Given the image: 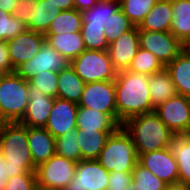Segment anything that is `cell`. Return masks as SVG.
Segmentation results:
<instances>
[{
  "instance_id": "obj_25",
  "label": "cell",
  "mask_w": 190,
  "mask_h": 190,
  "mask_svg": "<svg viewBox=\"0 0 190 190\" xmlns=\"http://www.w3.org/2000/svg\"><path fill=\"white\" fill-rule=\"evenodd\" d=\"M85 84L69 65L58 72V98L79 104Z\"/></svg>"
},
{
  "instance_id": "obj_13",
  "label": "cell",
  "mask_w": 190,
  "mask_h": 190,
  "mask_svg": "<svg viewBox=\"0 0 190 190\" xmlns=\"http://www.w3.org/2000/svg\"><path fill=\"white\" fill-rule=\"evenodd\" d=\"M138 163L167 185L179 184L178 165L169 147L139 155Z\"/></svg>"
},
{
  "instance_id": "obj_29",
  "label": "cell",
  "mask_w": 190,
  "mask_h": 190,
  "mask_svg": "<svg viewBox=\"0 0 190 190\" xmlns=\"http://www.w3.org/2000/svg\"><path fill=\"white\" fill-rule=\"evenodd\" d=\"M61 10L47 0H38L34 6L33 20L27 25V30L46 34L53 19L59 15Z\"/></svg>"
},
{
  "instance_id": "obj_39",
  "label": "cell",
  "mask_w": 190,
  "mask_h": 190,
  "mask_svg": "<svg viewBox=\"0 0 190 190\" xmlns=\"http://www.w3.org/2000/svg\"><path fill=\"white\" fill-rule=\"evenodd\" d=\"M37 186L36 173H24L8 178L4 190H35Z\"/></svg>"
},
{
  "instance_id": "obj_10",
  "label": "cell",
  "mask_w": 190,
  "mask_h": 190,
  "mask_svg": "<svg viewBox=\"0 0 190 190\" xmlns=\"http://www.w3.org/2000/svg\"><path fill=\"white\" fill-rule=\"evenodd\" d=\"M69 65L70 61L45 41L38 54L28 62L18 66L15 72L24 80L29 81L38 73L45 71L60 72Z\"/></svg>"
},
{
  "instance_id": "obj_22",
  "label": "cell",
  "mask_w": 190,
  "mask_h": 190,
  "mask_svg": "<svg viewBox=\"0 0 190 190\" xmlns=\"http://www.w3.org/2000/svg\"><path fill=\"white\" fill-rule=\"evenodd\" d=\"M179 95L190 98V52L182 51L165 66Z\"/></svg>"
},
{
  "instance_id": "obj_12",
  "label": "cell",
  "mask_w": 190,
  "mask_h": 190,
  "mask_svg": "<svg viewBox=\"0 0 190 190\" xmlns=\"http://www.w3.org/2000/svg\"><path fill=\"white\" fill-rule=\"evenodd\" d=\"M109 172L97 159L80 160L73 180L65 190H107Z\"/></svg>"
},
{
  "instance_id": "obj_34",
  "label": "cell",
  "mask_w": 190,
  "mask_h": 190,
  "mask_svg": "<svg viewBox=\"0 0 190 190\" xmlns=\"http://www.w3.org/2000/svg\"><path fill=\"white\" fill-rule=\"evenodd\" d=\"M78 142L76 130L67 132L56 138V155L78 163L81 160V151Z\"/></svg>"
},
{
  "instance_id": "obj_4",
  "label": "cell",
  "mask_w": 190,
  "mask_h": 190,
  "mask_svg": "<svg viewBox=\"0 0 190 190\" xmlns=\"http://www.w3.org/2000/svg\"><path fill=\"white\" fill-rule=\"evenodd\" d=\"M97 160L109 173H132L138 162V155L132 138L122 126L108 137Z\"/></svg>"
},
{
  "instance_id": "obj_26",
  "label": "cell",
  "mask_w": 190,
  "mask_h": 190,
  "mask_svg": "<svg viewBox=\"0 0 190 190\" xmlns=\"http://www.w3.org/2000/svg\"><path fill=\"white\" fill-rule=\"evenodd\" d=\"M46 42L69 61L86 50L81 33L45 35Z\"/></svg>"
},
{
  "instance_id": "obj_43",
  "label": "cell",
  "mask_w": 190,
  "mask_h": 190,
  "mask_svg": "<svg viewBox=\"0 0 190 190\" xmlns=\"http://www.w3.org/2000/svg\"><path fill=\"white\" fill-rule=\"evenodd\" d=\"M99 0H74V9L83 12L95 6Z\"/></svg>"
},
{
  "instance_id": "obj_53",
  "label": "cell",
  "mask_w": 190,
  "mask_h": 190,
  "mask_svg": "<svg viewBox=\"0 0 190 190\" xmlns=\"http://www.w3.org/2000/svg\"><path fill=\"white\" fill-rule=\"evenodd\" d=\"M188 136H190V127L188 129V132L186 133Z\"/></svg>"
},
{
  "instance_id": "obj_8",
  "label": "cell",
  "mask_w": 190,
  "mask_h": 190,
  "mask_svg": "<svg viewBox=\"0 0 190 190\" xmlns=\"http://www.w3.org/2000/svg\"><path fill=\"white\" fill-rule=\"evenodd\" d=\"M78 106L108 114L117 122L115 81L86 83Z\"/></svg>"
},
{
  "instance_id": "obj_23",
  "label": "cell",
  "mask_w": 190,
  "mask_h": 190,
  "mask_svg": "<svg viewBox=\"0 0 190 190\" xmlns=\"http://www.w3.org/2000/svg\"><path fill=\"white\" fill-rule=\"evenodd\" d=\"M77 129L116 131L120 125L108 114L79 106L76 117Z\"/></svg>"
},
{
  "instance_id": "obj_36",
  "label": "cell",
  "mask_w": 190,
  "mask_h": 190,
  "mask_svg": "<svg viewBox=\"0 0 190 190\" xmlns=\"http://www.w3.org/2000/svg\"><path fill=\"white\" fill-rule=\"evenodd\" d=\"M81 35L86 50H108L103 26L82 25Z\"/></svg>"
},
{
  "instance_id": "obj_31",
  "label": "cell",
  "mask_w": 190,
  "mask_h": 190,
  "mask_svg": "<svg viewBox=\"0 0 190 190\" xmlns=\"http://www.w3.org/2000/svg\"><path fill=\"white\" fill-rule=\"evenodd\" d=\"M158 0H119L120 9L124 15L138 26L152 10Z\"/></svg>"
},
{
  "instance_id": "obj_15",
  "label": "cell",
  "mask_w": 190,
  "mask_h": 190,
  "mask_svg": "<svg viewBox=\"0 0 190 190\" xmlns=\"http://www.w3.org/2000/svg\"><path fill=\"white\" fill-rule=\"evenodd\" d=\"M140 47L137 26L126 31L108 46V52L114 69L119 72L128 70Z\"/></svg>"
},
{
  "instance_id": "obj_35",
  "label": "cell",
  "mask_w": 190,
  "mask_h": 190,
  "mask_svg": "<svg viewBox=\"0 0 190 190\" xmlns=\"http://www.w3.org/2000/svg\"><path fill=\"white\" fill-rule=\"evenodd\" d=\"M134 27L133 23L124 15L121 9L115 12L104 27L108 44L118 39L120 35Z\"/></svg>"
},
{
  "instance_id": "obj_27",
  "label": "cell",
  "mask_w": 190,
  "mask_h": 190,
  "mask_svg": "<svg viewBox=\"0 0 190 190\" xmlns=\"http://www.w3.org/2000/svg\"><path fill=\"white\" fill-rule=\"evenodd\" d=\"M170 32L182 43L190 36V0H172Z\"/></svg>"
},
{
  "instance_id": "obj_45",
  "label": "cell",
  "mask_w": 190,
  "mask_h": 190,
  "mask_svg": "<svg viewBox=\"0 0 190 190\" xmlns=\"http://www.w3.org/2000/svg\"><path fill=\"white\" fill-rule=\"evenodd\" d=\"M7 169L6 166H4V160L2 158V155L0 154V190L5 189L6 181L8 178L6 177Z\"/></svg>"
},
{
  "instance_id": "obj_1",
  "label": "cell",
  "mask_w": 190,
  "mask_h": 190,
  "mask_svg": "<svg viewBox=\"0 0 190 190\" xmlns=\"http://www.w3.org/2000/svg\"><path fill=\"white\" fill-rule=\"evenodd\" d=\"M115 81L117 123L122 124L131 117L153 112L149 76L129 70L117 72Z\"/></svg>"
},
{
  "instance_id": "obj_9",
  "label": "cell",
  "mask_w": 190,
  "mask_h": 190,
  "mask_svg": "<svg viewBox=\"0 0 190 190\" xmlns=\"http://www.w3.org/2000/svg\"><path fill=\"white\" fill-rule=\"evenodd\" d=\"M140 48L151 52L165 67L182 51L183 43L171 32L139 30Z\"/></svg>"
},
{
  "instance_id": "obj_49",
  "label": "cell",
  "mask_w": 190,
  "mask_h": 190,
  "mask_svg": "<svg viewBox=\"0 0 190 190\" xmlns=\"http://www.w3.org/2000/svg\"><path fill=\"white\" fill-rule=\"evenodd\" d=\"M6 122L7 121L0 114V132L2 131V129H3Z\"/></svg>"
},
{
  "instance_id": "obj_11",
  "label": "cell",
  "mask_w": 190,
  "mask_h": 190,
  "mask_svg": "<svg viewBox=\"0 0 190 190\" xmlns=\"http://www.w3.org/2000/svg\"><path fill=\"white\" fill-rule=\"evenodd\" d=\"M160 120L174 133L186 134L190 127V98L175 95L155 108Z\"/></svg>"
},
{
  "instance_id": "obj_5",
  "label": "cell",
  "mask_w": 190,
  "mask_h": 190,
  "mask_svg": "<svg viewBox=\"0 0 190 190\" xmlns=\"http://www.w3.org/2000/svg\"><path fill=\"white\" fill-rule=\"evenodd\" d=\"M29 102V83L16 72L6 73L0 83V114L7 122L20 121Z\"/></svg>"
},
{
  "instance_id": "obj_3",
  "label": "cell",
  "mask_w": 190,
  "mask_h": 190,
  "mask_svg": "<svg viewBox=\"0 0 190 190\" xmlns=\"http://www.w3.org/2000/svg\"><path fill=\"white\" fill-rule=\"evenodd\" d=\"M122 127L132 138L138 156L167 148L175 135L154 111L131 117Z\"/></svg>"
},
{
  "instance_id": "obj_18",
  "label": "cell",
  "mask_w": 190,
  "mask_h": 190,
  "mask_svg": "<svg viewBox=\"0 0 190 190\" xmlns=\"http://www.w3.org/2000/svg\"><path fill=\"white\" fill-rule=\"evenodd\" d=\"M28 146L36 167L56 154V139L45 128L28 127Z\"/></svg>"
},
{
  "instance_id": "obj_52",
  "label": "cell",
  "mask_w": 190,
  "mask_h": 190,
  "mask_svg": "<svg viewBox=\"0 0 190 190\" xmlns=\"http://www.w3.org/2000/svg\"><path fill=\"white\" fill-rule=\"evenodd\" d=\"M35 190H52V189H47V188H43V187L37 186Z\"/></svg>"
},
{
  "instance_id": "obj_37",
  "label": "cell",
  "mask_w": 190,
  "mask_h": 190,
  "mask_svg": "<svg viewBox=\"0 0 190 190\" xmlns=\"http://www.w3.org/2000/svg\"><path fill=\"white\" fill-rule=\"evenodd\" d=\"M26 30L27 26L21 20L0 10V40L8 41Z\"/></svg>"
},
{
  "instance_id": "obj_38",
  "label": "cell",
  "mask_w": 190,
  "mask_h": 190,
  "mask_svg": "<svg viewBox=\"0 0 190 190\" xmlns=\"http://www.w3.org/2000/svg\"><path fill=\"white\" fill-rule=\"evenodd\" d=\"M28 83L44 92L47 96L58 98V72L45 71L38 73Z\"/></svg>"
},
{
  "instance_id": "obj_42",
  "label": "cell",
  "mask_w": 190,
  "mask_h": 190,
  "mask_svg": "<svg viewBox=\"0 0 190 190\" xmlns=\"http://www.w3.org/2000/svg\"><path fill=\"white\" fill-rule=\"evenodd\" d=\"M0 70L6 73L15 72L12 61L10 59L7 41L4 40H0Z\"/></svg>"
},
{
  "instance_id": "obj_41",
  "label": "cell",
  "mask_w": 190,
  "mask_h": 190,
  "mask_svg": "<svg viewBox=\"0 0 190 190\" xmlns=\"http://www.w3.org/2000/svg\"><path fill=\"white\" fill-rule=\"evenodd\" d=\"M132 183V173L113 171L109 173L107 190H126Z\"/></svg>"
},
{
  "instance_id": "obj_14",
  "label": "cell",
  "mask_w": 190,
  "mask_h": 190,
  "mask_svg": "<svg viewBox=\"0 0 190 190\" xmlns=\"http://www.w3.org/2000/svg\"><path fill=\"white\" fill-rule=\"evenodd\" d=\"M78 104L55 98L45 129L56 139L67 132L77 129L76 117Z\"/></svg>"
},
{
  "instance_id": "obj_48",
  "label": "cell",
  "mask_w": 190,
  "mask_h": 190,
  "mask_svg": "<svg viewBox=\"0 0 190 190\" xmlns=\"http://www.w3.org/2000/svg\"><path fill=\"white\" fill-rule=\"evenodd\" d=\"M183 50L190 52V36L183 42Z\"/></svg>"
},
{
  "instance_id": "obj_51",
  "label": "cell",
  "mask_w": 190,
  "mask_h": 190,
  "mask_svg": "<svg viewBox=\"0 0 190 190\" xmlns=\"http://www.w3.org/2000/svg\"><path fill=\"white\" fill-rule=\"evenodd\" d=\"M126 190H136L133 186V184L131 183L130 185H128Z\"/></svg>"
},
{
  "instance_id": "obj_16",
  "label": "cell",
  "mask_w": 190,
  "mask_h": 190,
  "mask_svg": "<svg viewBox=\"0 0 190 190\" xmlns=\"http://www.w3.org/2000/svg\"><path fill=\"white\" fill-rule=\"evenodd\" d=\"M45 41L44 34L30 30L8 40L10 59L14 69L34 58Z\"/></svg>"
},
{
  "instance_id": "obj_7",
  "label": "cell",
  "mask_w": 190,
  "mask_h": 190,
  "mask_svg": "<svg viewBox=\"0 0 190 190\" xmlns=\"http://www.w3.org/2000/svg\"><path fill=\"white\" fill-rule=\"evenodd\" d=\"M76 164L65 157L53 155L36 167L37 185L52 190H65L75 176Z\"/></svg>"
},
{
  "instance_id": "obj_47",
  "label": "cell",
  "mask_w": 190,
  "mask_h": 190,
  "mask_svg": "<svg viewBox=\"0 0 190 190\" xmlns=\"http://www.w3.org/2000/svg\"><path fill=\"white\" fill-rule=\"evenodd\" d=\"M164 190H190V188L185 185L176 184L168 185Z\"/></svg>"
},
{
  "instance_id": "obj_21",
  "label": "cell",
  "mask_w": 190,
  "mask_h": 190,
  "mask_svg": "<svg viewBox=\"0 0 190 190\" xmlns=\"http://www.w3.org/2000/svg\"><path fill=\"white\" fill-rule=\"evenodd\" d=\"M115 131H98L76 129L78 145L81 151V160L98 159L105 147L108 137Z\"/></svg>"
},
{
  "instance_id": "obj_28",
  "label": "cell",
  "mask_w": 190,
  "mask_h": 190,
  "mask_svg": "<svg viewBox=\"0 0 190 190\" xmlns=\"http://www.w3.org/2000/svg\"><path fill=\"white\" fill-rule=\"evenodd\" d=\"M82 25V12L76 9L63 10L53 19L45 35L81 33Z\"/></svg>"
},
{
  "instance_id": "obj_50",
  "label": "cell",
  "mask_w": 190,
  "mask_h": 190,
  "mask_svg": "<svg viewBox=\"0 0 190 190\" xmlns=\"http://www.w3.org/2000/svg\"><path fill=\"white\" fill-rule=\"evenodd\" d=\"M5 75H6V72L0 70V83H1V81H2V79H3V77H4Z\"/></svg>"
},
{
  "instance_id": "obj_33",
  "label": "cell",
  "mask_w": 190,
  "mask_h": 190,
  "mask_svg": "<svg viewBox=\"0 0 190 190\" xmlns=\"http://www.w3.org/2000/svg\"><path fill=\"white\" fill-rule=\"evenodd\" d=\"M132 184L136 190H164L168 186L138 162L132 171Z\"/></svg>"
},
{
  "instance_id": "obj_40",
  "label": "cell",
  "mask_w": 190,
  "mask_h": 190,
  "mask_svg": "<svg viewBox=\"0 0 190 190\" xmlns=\"http://www.w3.org/2000/svg\"><path fill=\"white\" fill-rule=\"evenodd\" d=\"M38 0H17L14 7V16L26 26L33 20L34 6Z\"/></svg>"
},
{
  "instance_id": "obj_2",
  "label": "cell",
  "mask_w": 190,
  "mask_h": 190,
  "mask_svg": "<svg viewBox=\"0 0 190 190\" xmlns=\"http://www.w3.org/2000/svg\"><path fill=\"white\" fill-rule=\"evenodd\" d=\"M0 154L6 166V177L35 173L28 146V127L21 122H6L0 132Z\"/></svg>"
},
{
  "instance_id": "obj_32",
  "label": "cell",
  "mask_w": 190,
  "mask_h": 190,
  "mask_svg": "<svg viewBox=\"0 0 190 190\" xmlns=\"http://www.w3.org/2000/svg\"><path fill=\"white\" fill-rule=\"evenodd\" d=\"M163 68L164 66L151 52L139 47L137 54L132 60L128 70L149 76L162 70Z\"/></svg>"
},
{
  "instance_id": "obj_6",
  "label": "cell",
  "mask_w": 190,
  "mask_h": 190,
  "mask_svg": "<svg viewBox=\"0 0 190 190\" xmlns=\"http://www.w3.org/2000/svg\"><path fill=\"white\" fill-rule=\"evenodd\" d=\"M70 65L85 83L116 79L117 71L108 50H84L70 61Z\"/></svg>"
},
{
  "instance_id": "obj_24",
  "label": "cell",
  "mask_w": 190,
  "mask_h": 190,
  "mask_svg": "<svg viewBox=\"0 0 190 190\" xmlns=\"http://www.w3.org/2000/svg\"><path fill=\"white\" fill-rule=\"evenodd\" d=\"M149 91L152 107L155 109L166 100L177 95L175 84L165 67L149 75Z\"/></svg>"
},
{
  "instance_id": "obj_44",
  "label": "cell",
  "mask_w": 190,
  "mask_h": 190,
  "mask_svg": "<svg viewBox=\"0 0 190 190\" xmlns=\"http://www.w3.org/2000/svg\"><path fill=\"white\" fill-rule=\"evenodd\" d=\"M47 2L56 5L61 11L74 9V0H47Z\"/></svg>"
},
{
  "instance_id": "obj_19",
  "label": "cell",
  "mask_w": 190,
  "mask_h": 190,
  "mask_svg": "<svg viewBox=\"0 0 190 190\" xmlns=\"http://www.w3.org/2000/svg\"><path fill=\"white\" fill-rule=\"evenodd\" d=\"M172 13V0H158L148 15L137 26L138 30L170 32Z\"/></svg>"
},
{
  "instance_id": "obj_30",
  "label": "cell",
  "mask_w": 190,
  "mask_h": 190,
  "mask_svg": "<svg viewBox=\"0 0 190 190\" xmlns=\"http://www.w3.org/2000/svg\"><path fill=\"white\" fill-rule=\"evenodd\" d=\"M120 9L119 0H99L94 7L82 12L83 25L103 26Z\"/></svg>"
},
{
  "instance_id": "obj_17",
  "label": "cell",
  "mask_w": 190,
  "mask_h": 190,
  "mask_svg": "<svg viewBox=\"0 0 190 190\" xmlns=\"http://www.w3.org/2000/svg\"><path fill=\"white\" fill-rule=\"evenodd\" d=\"M54 102V97L45 95L44 92L29 84V102L26 112L19 122L27 127L44 128Z\"/></svg>"
},
{
  "instance_id": "obj_46",
  "label": "cell",
  "mask_w": 190,
  "mask_h": 190,
  "mask_svg": "<svg viewBox=\"0 0 190 190\" xmlns=\"http://www.w3.org/2000/svg\"><path fill=\"white\" fill-rule=\"evenodd\" d=\"M17 0H0V10L14 14V7Z\"/></svg>"
},
{
  "instance_id": "obj_20",
  "label": "cell",
  "mask_w": 190,
  "mask_h": 190,
  "mask_svg": "<svg viewBox=\"0 0 190 190\" xmlns=\"http://www.w3.org/2000/svg\"><path fill=\"white\" fill-rule=\"evenodd\" d=\"M168 147L178 165L179 184L190 187V136L175 134Z\"/></svg>"
}]
</instances>
